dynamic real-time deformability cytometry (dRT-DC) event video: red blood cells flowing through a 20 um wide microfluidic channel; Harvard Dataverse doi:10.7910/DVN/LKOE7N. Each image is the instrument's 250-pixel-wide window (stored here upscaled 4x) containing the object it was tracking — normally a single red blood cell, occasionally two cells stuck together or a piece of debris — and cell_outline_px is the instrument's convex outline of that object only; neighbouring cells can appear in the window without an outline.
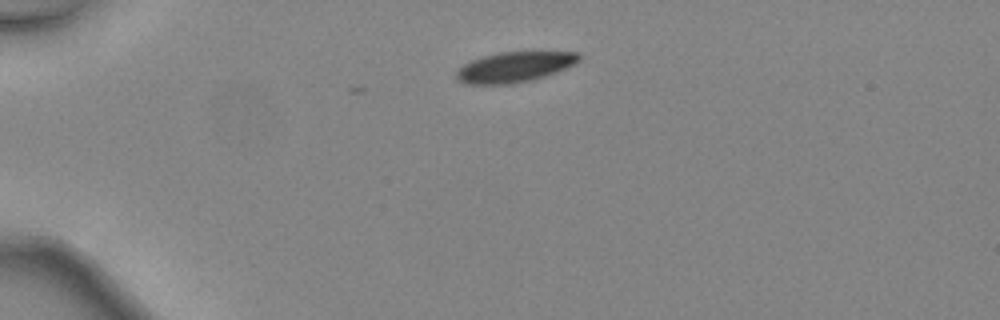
{"species": "common noctule bat (a hibernating species)", "species_latin": "Nyctalus noctula", "temperature_condition": "warm", "stored_images_in_passage": 4, "camera_frame_rate_fps": 3000, "um_per_image_px": 0.085, "animal": {"sex": "female", "body_mass_g": 24.6, "forearm_length_mm": 56.2}, "frame": {"image": 1, "passage_image": 1, "time_ms": 0.0, "image_size_px": [1000, 320], "cell_outline_px": [[580, 60], [556, 72], [532, 80], [516, 84], [464, 84], [456, 76], [456, 72], [464, 64], [472, 60], [484, 56], [500, 52], [580, 52]], "centroid_in_image_um": [43.73, 5.7], "position_along_channel_um": 41.3, "area_um2": 21.44}}